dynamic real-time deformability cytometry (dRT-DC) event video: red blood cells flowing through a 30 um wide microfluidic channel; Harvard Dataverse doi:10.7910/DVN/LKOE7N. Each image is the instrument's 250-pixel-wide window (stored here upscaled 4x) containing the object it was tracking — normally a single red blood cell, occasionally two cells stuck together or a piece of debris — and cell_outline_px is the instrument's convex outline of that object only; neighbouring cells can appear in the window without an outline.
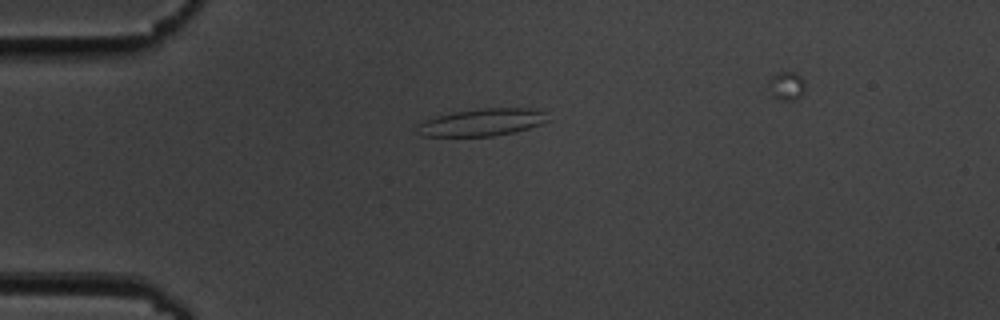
{"species": "common noctule bat (a hibernating species)", "species_latin": "Nyctalus noctula", "temperature_condition": "cold", "stored_images_in_passage": 36, "camera_frame_rate_fps": 3000, "um_per_image_px": 0.085, "animal": {"sex": "male", "body_mass_g": 19.5, "forearm_length_mm": 54.6}, "frame": {"image": 1, "passage_image": 2, "time_ms": 0.333, "image_size_px": [1000, 320], "cell_outline_px": [[552, 120], [516, 132], [492, 136], [420, 136], [416, 132], [420, 124], [436, 116], [452, 112], [480, 108], [532, 108], [544, 112]], "centroid_in_image_um": [41.02, 10.39], "position_along_channel_um": 44.0, "area_um2": 20.81}}
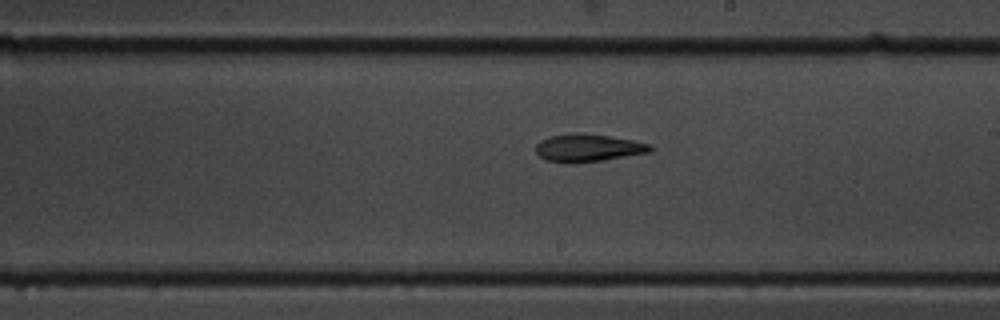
{"frame": {"image": 2, "passage_image": 20, "time_ms": 6.333, "image_size_px": [1000, 320], "cell_outline_px": [[652, 152], [600, 160], [544, 160], [536, 152], [536, 144], [540, 140], [552, 136], [608, 136], [632, 140], [648, 144], [652, 148]], "centroid_in_image_um": [50.04, 12.58], "position_along_channel_um": 239.0, "area_um2": 16.7}}
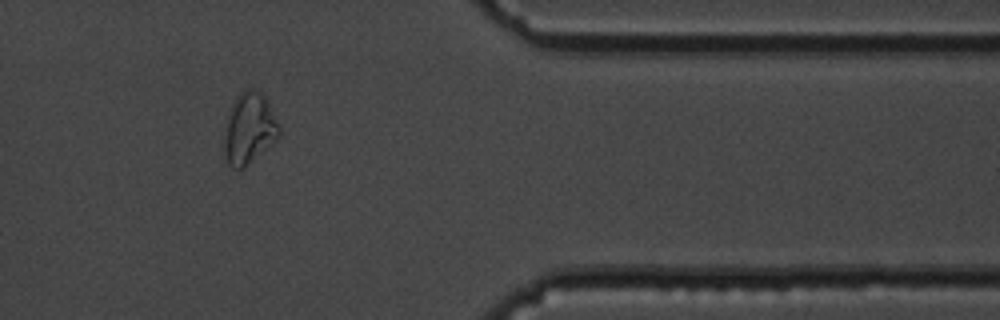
{"frame": {"image": 3, "passage_image": 34, "time_ms": 11.0, "image_size_px": [1000, 320], "cell_outline_px": [[280, 136], [244, 168], [232, 168], [228, 164], [224, 148], [224, 140], [228, 112], [236, 96], [240, 92], [248, 88], [256, 88], [264, 96], [280, 128]], "centroid_in_image_um": [21.17, 10.91], "position_along_channel_um": 390.2, "area_um2": 22.48}, "authors_computed_cell_mechanics": {"area_um2": 18.2359, "velocity_mm_per_s": 3.629, "shape_relaxation_time_tau1_ms": 6.6174, "shape_relaxation_time_tau2_ms": 6.0654, "deformation_change_tau1": 0.2238, "deformation_change_tau2": 0.1644}}